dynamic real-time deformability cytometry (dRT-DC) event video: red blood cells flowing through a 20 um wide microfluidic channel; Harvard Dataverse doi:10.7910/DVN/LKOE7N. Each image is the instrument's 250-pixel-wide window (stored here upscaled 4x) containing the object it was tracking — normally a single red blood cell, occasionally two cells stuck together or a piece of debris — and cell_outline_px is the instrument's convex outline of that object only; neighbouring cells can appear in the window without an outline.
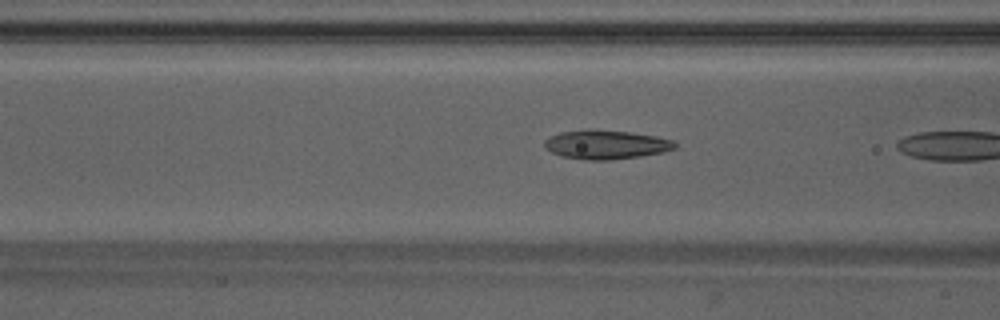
{"species": "Egyptian fruit bat (a non-hibernating species)", "species_latin": "Rousettus aegyptiacus", "temperature_condition": "warm", "stored_images_in_passage": 5, "camera_frame_rate_fps": 3000, "um_per_image_px": 0.085, "animal": {"sex": "male"}, "frame": {"image": 1, "passage_image": 4, "time_ms": 1.0, "image_size_px": [1000, 320], "cell_outline_px": [[676, 148], [664, 152], [640, 156], [608, 160], [584, 160], [560, 156], [544, 148], [544, 140], [560, 132], [588, 128], [628, 132], [656, 136], [672, 140], [676, 144]], "centroid_in_image_um": [51.47, 12.28], "position_along_channel_um": 115.1, "area_um2": 22.2}}